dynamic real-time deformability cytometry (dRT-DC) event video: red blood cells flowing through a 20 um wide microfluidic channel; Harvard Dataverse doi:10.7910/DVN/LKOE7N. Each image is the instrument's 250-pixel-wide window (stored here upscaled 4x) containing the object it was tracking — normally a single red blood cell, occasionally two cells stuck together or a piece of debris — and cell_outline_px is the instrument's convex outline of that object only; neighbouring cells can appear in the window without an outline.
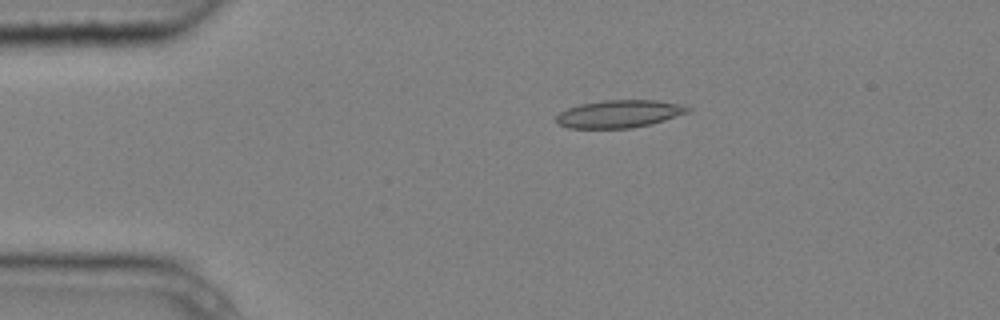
{"species": "common noctule bat (a hibernating species)", "species_latin": "Nyctalus noctula", "temperature_condition": "cold", "stored_images_in_passage": 3, "camera_frame_rate_fps": 3000, "um_per_image_px": 0.085, "animal": {"sex": "male", "body_mass_g": 20.4}, "frame": {"image": 1, "passage_image": 1, "time_ms": 0.0, "image_size_px": [1000, 320], "cell_outline_px": [[692, 108], [688, 112], [652, 124], [632, 128], [568, 128], [556, 124], [556, 116], [560, 112], [568, 108], [580, 104], [604, 100], [656, 100], [680, 104]], "centroid_in_image_um": [52.61, 9.68], "position_along_channel_um": 32.4, "area_um2": 21.21}}